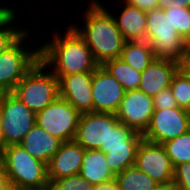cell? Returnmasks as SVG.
Segmentation results:
<instances>
[{
	"label": "cell",
	"instance_id": "9a60e30c",
	"mask_svg": "<svg viewBox=\"0 0 190 190\" xmlns=\"http://www.w3.org/2000/svg\"><path fill=\"white\" fill-rule=\"evenodd\" d=\"M85 149L75 140L63 142L47 164L49 182L78 175L81 171Z\"/></svg>",
	"mask_w": 190,
	"mask_h": 190
},
{
	"label": "cell",
	"instance_id": "4dcf8cb0",
	"mask_svg": "<svg viewBox=\"0 0 190 190\" xmlns=\"http://www.w3.org/2000/svg\"><path fill=\"white\" fill-rule=\"evenodd\" d=\"M155 109H168L178 107L170 87L160 91L153 97Z\"/></svg>",
	"mask_w": 190,
	"mask_h": 190
},
{
	"label": "cell",
	"instance_id": "6da1fadb",
	"mask_svg": "<svg viewBox=\"0 0 190 190\" xmlns=\"http://www.w3.org/2000/svg\"><path fill=\"white\" fill-rule=\"evenodd\" d=\"M88 3L87 9L82 10L81 13L82 21H79L83 22V25L79 26L72 20L70 25L85 40L95 61L99 65H103L108 60L121 57L126 41L111 13L112 6L104 5L99 0H90Z\"/></svg>",
	"mask_w": 190,
	"mask_h": 190
},
{
	"label": "cell",
	"instance_id": "1f68e13d",
	"mask_svg": "<svg viewBox=\"0 0 190 190\" xmlns=\"http://www.w3.org/2000/svg\"><path fill=\"white\" fill-rule=\"evenodd\" d=\"M176 7L190 8V0H158L157 8L167 10Z\"/></svg>",
	"mask_w": 190,
	"mask_h": 190
},
{
	"label": "cell",
	"instance_id": "5b68a950",
	"mask_svg": "<svg viewBox=\"0 0 190 190\" xmlns=\"http://www.w3.org/2000/svg\"><path fill=\"white\" fill-rule=\"evenodd\" d=\"M146 41L156 58L179 62L190 50V45L173 26L170 14L160 8L147 11Z\"/></svg>",
	"mask_w": 190,
	"mask_h": 190
},
{
	"label": "cell",
	"instance_id": "d6986e66",
	"mask_svg": "<svg viewBox=\"0 0 190 190\" xmlns=\"http://www.w3.org/2000/svg\"><path fill=\"white\" fill-rule=\"evenodd\" d=\"M79 175L93 186L108 183L115 178L107 164L105 153L100 150H85Z\"/></svg>",
	"mask_w": 190,
	"mask_h": 190
},
{
	"label": "cell",
	"instance_id": "8992f818",
	"mask_svg": "<svg viewBox=\"0 0 190 190\" xmlns=\"http://www.w3.org/2000/svg\"><path fill=\"white\" fill-rule=\"evenodd\" d=\"M30 30L7 51L0 53V89L5 93L12 92L17 83L40 59V47L31 48L26 44L27 40L33 39L30 37L33 29Z\"/></svg>",
	"mask_w": 190,
	"mask_h": 190
},
{
	"label": "cell",
	"instance_id": "d4e9b609",
	"mask_svg": "<svg viewBox=\"0 0 190 190\" xmlns=\"http://www.w3.org/2000/svg\"><path fill=\"white\" fill-rule=\"evenodd\" d=\"M173 167L190 162V130L162 144Z\"/></svg>",
	"mask_w": 190,
	"mask_h": 190
},
{
	"label": "cell",
	"instance_id": "d6a6232c",
	"mask_svg": "<svg viewBox=\"0 0 190 190\" xmlns=\"http://www.w3.org/2000/svg\"><path fill=\"white\" fill-rule=\"evenodd\" d=\"M102 2V0H99ZM130 5L136 6L141 10L150 11L157 8L158 0H125ZM104 3V0H103Z\"/></svg>",
	"mask_w": 190,
	"mask_h": 190
},
{
	"label": "cell",
	"instance_id": "83f0119b",
	"mask_svg": "<svg viewBox=\"0 0 190 190\" xmlns=\"http://www.w3.org/2000/svg\"><path fill=\"white\" fill-rule=\"evenodd\" d=\"M135 133L132 128L119 122L115 127H110L109 137L105 146L100 148L127 147V140Z\"/></svg>",
	"mask_w": 190,
	"mask_h": 190
},
{
	"label": "cell",
	"instance_id": "ba28073f",
	"mask_svg": "<svg viewBox=\"0 0 190 190\" xmlns=\"http://www.w3.org/2000/svg\"><path fill=\"white\" fill-rule=\"evenodd\" d=\"M0 116L6 146L20 144L36 124V113L11 92L5 93L1 100Z\"/></svg>",
	"mask_w": 190,
	"mask_h": 190
},
{
	"label": "cell",
	"instance_id": "f1b7e54d",
	"mask_svg": "<svg viewBox=\"0 0 190 190\" xmlns=\"http://www.w3.org/2000/svg\"><path fill=\"white\" fill-rule=\"evenodd\" d=\"M92 188L93 185L79 174L56 179L49 185V190H92Z\"/></svg>",
	"mask_w": 190,
	"mask_h": 190
},
{
	"label": "cell",
	"instance_id": "4fadbf2b",
	"mask_svg": "<svg viewBox=\"0 0 190 190\" xmlns=\"http://www.w3.org/2000/svg\"><path fill=\"white\" fill-rule=\"evenodd\" d=\"M125 92L122 85L102 65L92 72L93 112L115 114Z\"/></svg>",
	"mask_w": 190,
	"mask_h": 190
},
{
	"label": "cell",
	"instance_id": "2e32d148",
	"mask_svg": "<svg viewBox=\"0 0 190 190\" xmlns=\"http://www.w3.org/2000/svg\"><path fill=\"white\" fill-rule=\"evenodd\" d=\"M178 70V62L155 57L141 72L139 90L147 96L154 97L160 91L170 87L172 78Z\"/></svg>",
	"mask_w": 190,
	"mask_h": 190
},
{
	"label": "cell",
	"instance_id": "277c9868",
	"mask_svg": "<svg viewBox=\"0 0 190 190\" xmlns=\"http://www.w3.org/2000/svg\"><path fill=\"white\" fill-rule=\"evenodd\" d=\"M11 93L37 113L59 97V79L39 59Z\"/></svg>",
	"mask_w": 190,
	"mask_h": 190
},
{
	"label": "cell",
	"instance_id": "ac0fdd59",
	"mask_svg": "<svg viewBox=\"0 0 190 190\" xmlns=\"http://www.w3.org/2000/svg\"><path fill=\"white\" fill-rule=\"evenodd\" d=\"M63 141L51 136L35 124L25 135L20 145L34 158L48 164L50 159L57 153Z\"/></svg>",
	"mask_w": 190,
	"mask_h": 190
},
{
	"label": "cell",
	"instance_id": "ab89813d",
	"mask_svg": "<svg viewBox=\"0 0 190 190\" xmlns=\"http://www.w3.org/2000/svg\"><path fill=\"white\" fill-rule=\"evenodd\" d=\"M155 190H173L172 186H160Z\"/></svg>",
	"mask_w": 190,
	"mask_h": 190
},
{
	"label": "cell",
	"instance_id": "8fae6325",
	"mask_svg": "<svg viewBox=\"0 0 190 190\" xmlns=\"http://www.w3.org/2000/svg\"><path fill=\"white\" fill-rule=\"evenodd\" d=\"M119 122L112 113H82L74 140L85 150H99L100 146L106 145L110 127Z\"/></svg>",
	"mask_w": 190,
	"mask_h": 190
},
{
	"label": "cell",
	"instance_id": "3957f363",
	"mask_svg": "<svg viewBox=\"0 0 190 190\" xmlns=\"http://www.w3.org/2000/svg\"><path fill=\"white\" fill-rule=\"evenodd\" d=\"M3 163L14 190H49L47 164L31 156L20 144L5 148Z\"/></svg>",
	"mask_w": 190,
	"mask_h": 190
},
{
	"label": "cell",
	"instance_id": "7c38bea8",
	"mask_svg": "<svg viewBox=\"0 0 190 190\" xmlns=\"http://www.w3.org/2000/svg\"><path fill=\"white\" fill-rule=\"evenodd\" d=\"M154 110L153 97L138 89L125 92L115 115L121 123L143 134L149 126Z\"/></svg>",
	"mask_w": 190,
	"mask_h": 190
},
{
	"label": "cell",
	"instance_id": "836d02e7",
	"mask_svg": "<svg viewBox=\"0 0 190 190\" xmlns=\"http://www.w3.org/2000/svg\"><path fill=\"white\" fill-rule=\"evenodd\" d=\"M179 70L190 80V50L178 62Z\"/></svg>",
	"mask_w": 190,
	"mask_h": 190
},
{
	"label": "cell",
	"instance_id": "f546056e",
	"mask_svg": "<svg viewBox=\"0 0 190 190\" xmlns=\"http://www.w3.org/2000/svg\"><path fill=\"white\" fill-rule=\"evenodd\" d=\"M173 190H190V162L174 167Z\"/></svg>",
	"mask_w": 190,
	"mask_h": 190
},
{
	"label": "cell",
	"instance_id": "e0dca14e",
	"mask_svg": "<svg viewBox=\"0 0 190 190\" xmlns=\"http://www.w3.org/2000/svg\"><path fill=\"white\" fill-rule=\"evenodd\" d=\"M122 2V9L111 12L114 15L117 27L125 41H143L146 40V22L147 11L141 10L136 6L130 5L125 0ZM119 12V14H117ZM116 13V14H115ZM116 15V16H115Z\"/></svg>",
	"mask_w": 190,
	"mask_h": 190
},
{
	"label": "cell",
	"instance_id": "52a82bcc",
	"mask_svg": "<svg viewBox=\"0 0 190 190\" xmlns=\"http://www.w3.org/2000/svg\"><path fill=\"white\" fill-rule=\"evenodd\" d=\"M81 113L70 103L58 97L36 113V124L51 136L63 142L75 139Z\"/></svg>",
	"mask_w": 190,
	"mask_h": 190
},
{
	"label": "cell",
	"instance_id": "e575fe53",
	"mask_svg": "<svg viewBox=\"0 0 190 190\" xmlns=\"http://www.w3.org/2000/svg\"><path fill=\"white\" fill-rule=\"evenodd\" d=\"M0 190H14L10 178L4 171L0 172Z\"/></svg>",
	"mask_w": 190,
	"mask_h": 190
},
{
	"label": "cell",
	"instance_id": "cb8c5ba5",
	"mask_svg": "<svg viewBox=\"0 0 190 190\" xmlns=\"http://www.w3.org/2000/svg\"><path fill=\"white\" fill-rule=\"evenodd\" d=\"M17 15L18 11L15 12L14 9L0 23V53L7 51L29 30L28 26L24 27L23 25L19 24L20 19H17ZM15 21L18 22V26L17 22Z\"/></svg>",
	"mask_w": 190,
	"mask_h": 190
},
{
	"label": "cell",
	"instance_id": "4316f807",
	"mask_svg": "<svg viewBox=\"0 0 190 190\" xmlns=\"http://www.w3.org/2000/svg\"><path fill=\"white\" fill-rule=\"evenodd\" d=\"M170 14V19L179 35L190 45V8H171L164 10Z\"/></svg>",
	"mask_w": 190,
	"mask_h": 190
},
{
	"label": "cell",
	"instance_id": "7402d4cb",
	"mask_svg": "<svg viewBox=\"0 0 190 190\" xmlns=\"http://www.w3.org/2000/svg\"><path fill=\"white\" fill-rule=\"evenodd\" d=\"M118 190H155L161 185L135 165L115 175Z\"/></svg>",
	"mask_w": 190,
	"mask_h": 190
},
{
	"label": "cell",
	"instance_id": "44dd1931",
	"mask_svg": "<svg viewBox=\"0 0 190 190\" xmlns=\"http://www.w3.org/2000/svg\"><path fill=\"white\" fill-rule=\"evenodd\" d=\"M126 64L142 72L155 58L152 47L146 40L126 41L121 57Z\"/></svg>",
	"mask_w": 190,
	"mask_h": 190
},
{
	"label": "cell",
	"instance_id": "8d00e7d4",
	"mask_svg": "<svg viewBox=\"0 0 190 190\" xmlns=\"http://www.w3.org/2000/svg\"><path fill=\"white\" fill-rule=\"evenodd\" d=\"M10 7V8H9ZM13 8L16 9V7H11L6 5L0 4V23L14 10Z\"/></svg>",
	"mask_w": 190,
	"mask_h": 190
},
{
	"label": "cell",
	"instance_id": "d590c367",
	"mask_svg": "<svg viewBox=\"0 0 190 190\" xmlns=\"http://www.w3.org/2000/svg\"><path fill=\"white\" fill-rule=\"evenodd\" d=\"M92 190H118V187L116 182L113 180L108 183L95 185Z\"/></svg>",
	"mask_w": 190,
	"mask_h": 190
},
{
	"label": "cell",
	"instance_id": "60d3db41",
	"mask_svg": "<svg viewBox=\"0 0 190 190\" xmlns=\"http://www.w3.org/2000/svg\"><path fill=\"white\" fill-rule=\"evenodd\" d=\"M5 92L3 90L0 89V104H1V100L4 96Z\"/></svg>",
	"mask_w": 190,
	"mask_h": 190
},
{
	"label": "cell",
	"instance_id": "603a6c76",
	"mask_svg": "<svg viewBox=\"0 0 190 190\" xmlns=\"http://www.w3.org/2000/svg\"><path fill=\"white\" fill-rule=\"evenodd\" d=\"M102 66L122 85L125 91L139 89L141 72L126 64L122 58L108 60Z\"/></svg>",
	"mask_w": 190,
	"mask_h": 190
},
{
	"label": "cell",
	"instance_id": "484cf974",
	"mask_svg": "<svg viewBox=\"0 0 190 190\" xmlns=\"http://www.w3.org/2000/svg\"><path fill=\"white\" fill-rule=\"evenodd\" d=\"M178 107L190 112V80L178 70L170 85Z\"/></svg>",
	"mask_w": 190,
	"mask_h": 190
},
{
	"label": "cell",
	"instance_id": "7a4b0ae2",
	"mask_svg": "<svg viewBox=\"0 0 190 190\" xmlns=\"http://www.w3.org/2000/svg\"><path fill=\"white\" fill-rule=\"evenodd\" d=\"M68 24L64 33L56 29L52 38L40 45V60L58 79L69 74L93 72L99 66L85 40Z\"/></svg>",
	"mask_w": 190,
	"mask_h": 190
},
{
	"label": "cell",
	"instance_id": "30bf717a",
	"mask_svg": "<svg viewBox=\"0 0 190 190\" xmlns=\"http://www.w3.org/2000/svg\"><path fill=\"white\" fill-rule=\"evenodd\" d=\"M134 165L161 186H172L174 167L162 144L143 139L138 147Z\"/></svg>",
	"mask_w": 190,
	"mask_h": 190
},
{
	"label": "cell",
	"instance_id": "74e56055",
	"mask_svg": "<svg viewBox=\"0 0 190 190\" xmlns=\"http://www.w3.org/2000/svg\"><path fill=\"white\" fill-rule=\"evenodd\" d=\"M5 140H4V134H3V128H2V120L0 116V152H4L6 148Z\"/></svg>",
	"mask_w": 190,
	"mask_h": 190
},
{
	"label": "cell",
	"instance_id": "f35d334b",
	"mask_svg": "<svg viewBox=\"0 0 190 190\" xmlns=\"http://www.w3.org/2000/svg\"><path fill=\"white\" fill-rule=\"evenodd\" d=\"M4 171L3 152H0V172Z\"/></svg>",
	"mask_w": 190,
	"mask_h": 190
},
{
	"label": "cell",
	"instance_id": "9c48e42d",
	"mask_svg": "<svg viewBox=\"0 0 190 190\" xmlns=\"http://www.w3.org/2000/svg\"><path fill=\"white\" fill-rule=\"evenodd\" d=\"M190 130V112L180 107L155 109L147 130L142 134L149 142L163 144Z\"/></svg>",
	"mask_w": 190,
	"mask_h": 190
},
{
	"label": "cell",
	"instance_id": "ffe728a7",
	"mask_svg": "<svg viewBox=\"0 0 190 190\" xmlns=\"http://www.w3.org/2000/svg\"><path fill=\"white\" fill-rule=\"evenodd\" d=\"M141 133L135 132L128 140L127 147L100 148L105 153L107 164L117 175L126 168L134 166L138 147L143 140Z\"/></svg>",
	"mask_w": 190,
	"mask_h": 190
},
{
	"label": "cell",
	"instance_id": "5bb4252c",
	"mask_svg": "<svg viewBox=\"0 0 190 190\" xmlns=\"http://www.w3.org/2000/svg\"><path fill=\"white\" fill-rule=\"evenodd\" d=\"M92 72L74 73L59 79V97L82 113L93 112Z\"/></svg>",
	"mask_w": 190,
	"mask_h": 190
}]
</instances>
